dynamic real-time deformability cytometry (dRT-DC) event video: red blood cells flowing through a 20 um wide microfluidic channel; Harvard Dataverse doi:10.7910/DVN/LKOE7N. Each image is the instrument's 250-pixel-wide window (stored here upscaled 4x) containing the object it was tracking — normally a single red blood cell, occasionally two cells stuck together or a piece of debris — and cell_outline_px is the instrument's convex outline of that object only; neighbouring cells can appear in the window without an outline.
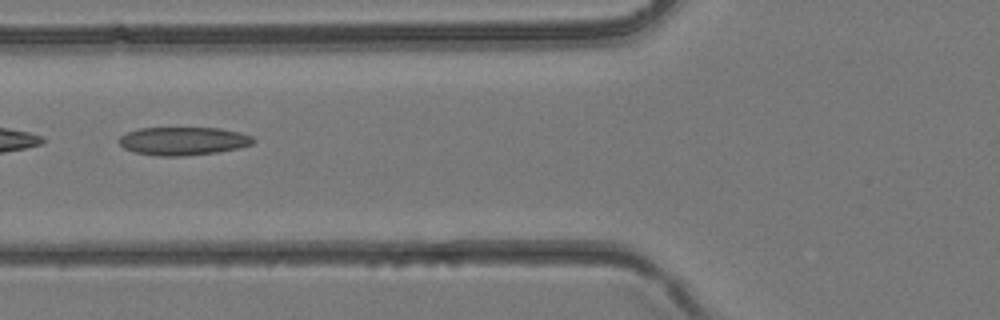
{"species": "common noctule bat (a hibernating species)", "species_latin": "Nyctalus noctula", "temperature_condition": "room temperature", "stored_images_in_passage": 2, "camera_frame_rate_fps": 3000, "um_per_image_px": 0.085, "animal": {"sex": "female", "body_mass_g": 24.6, "forearm_length_mm": 56.2}, "frame": {"image": 1, "passage_image": 2, "time_ms": 0.333, "image_size_px": [1000, 320], "cell_outline_px": [[256, 140], [252, 144], [240, 148], [216, 152], [184, 156], [156, 156], [136, 152], [124, 148], [116, 140], [120, 136], [128, 132], [140, 128], [220, 128], [240, 132], [252, 136]], "centroid_in_image_um": [15.58, 11.99], "position_along_channel_um": 110.2, "area_um2": 22.14}}